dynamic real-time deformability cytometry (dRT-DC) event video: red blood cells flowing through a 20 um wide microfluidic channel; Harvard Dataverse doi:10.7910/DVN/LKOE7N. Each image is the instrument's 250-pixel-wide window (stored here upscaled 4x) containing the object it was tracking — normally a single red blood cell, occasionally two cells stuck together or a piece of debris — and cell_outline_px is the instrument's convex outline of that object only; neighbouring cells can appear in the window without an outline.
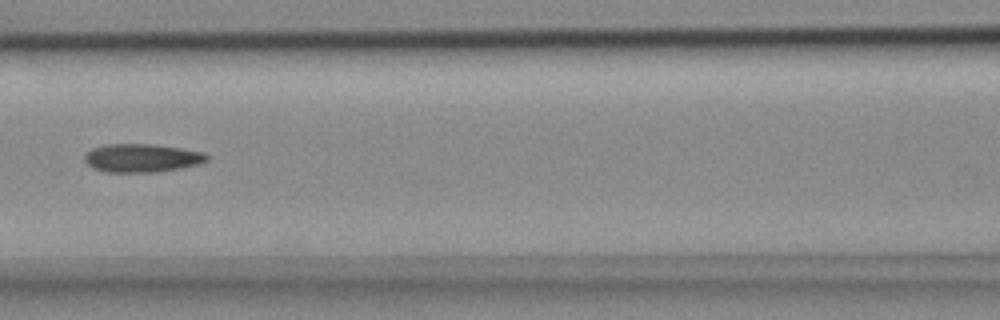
{"species": "common noctule bat (a hibernating species)", "species_latin": "Nyctalus noctula", "temperature_condition": "cold", "stored_images_in_passage": 7, "camera_frame_rate_fps": 3000, "um_per_image_px": 0.085, "animal": {"sex": "female", "body_mass_g": 18.4}, "frame": {"image": 1, "passage_image": 7, "time_ms": 2.0, "image_size_px": [1000, 320], "cell_outline_px": [[208, 160], [196, 164], [180, 168], [156, 172], [108, 172], [92, 168], [84, 160], [84, 156], [92, 148], [104, 144], [152, 144], [180, 148], [204, 152], [208, 156]], "centroid_in_image_um": [12.03, 13.42], "position_along_channel_um": 154.6, "area_um2": 20.11}}